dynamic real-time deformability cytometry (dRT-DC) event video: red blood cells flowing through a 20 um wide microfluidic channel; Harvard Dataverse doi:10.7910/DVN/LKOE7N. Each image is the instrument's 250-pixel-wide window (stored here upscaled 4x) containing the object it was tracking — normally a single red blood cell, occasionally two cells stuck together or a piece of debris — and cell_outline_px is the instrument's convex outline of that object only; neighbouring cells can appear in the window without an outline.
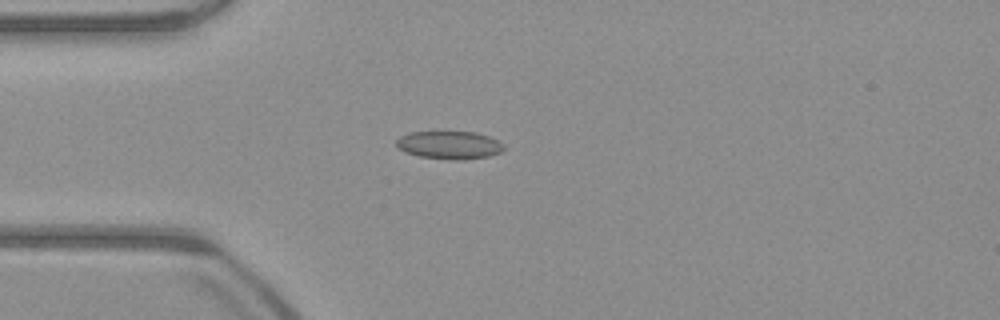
{"species": "common noctule bat (a hibernating species)", "species_latin": "Nyctalus noctula", "temperature_condition": "warm", "stored_images_in_passage": 40, "camera_frame_rate_fps": 3000, "um_per_image_px": 0.085, "animal": {"sex": "male", "body_mass_g": 23.1, "forearm_length_mm": 52.7}, "frame": {"image": 1, "passage_image": 5, "time_ms": 1.333, "image_size_px": [1000, 320], "cell_outline_px": [[504, 148], [500, 152], [488, 156], [464, 160], [448, 160], [420, 156], [404, 152], [396, 144], [396, 140], [400, 136], [408, 132], [476, 132], [488, 136], [504, 144]], "centroid_in_image_um": [38.18, 12.33], "position_along_channel_um": 46.8, "area_um2": 17.51}}
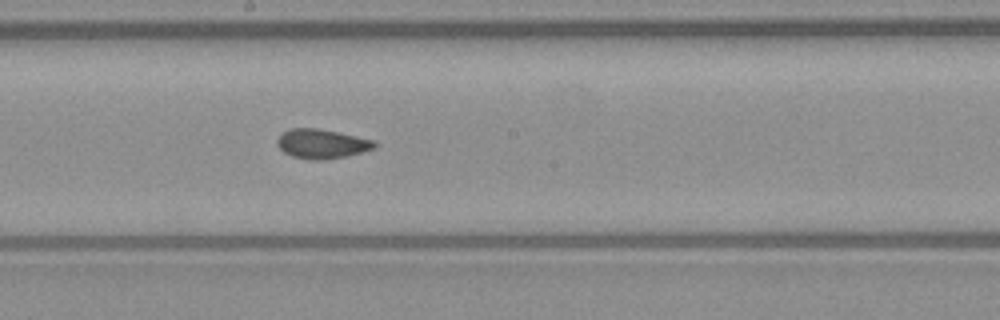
{"frame": {"image": 2, "passage_image": 19, "time_ms": 6.0, "image_size_px": [1000, 320], "cell_outline_px": [[376, 148], [348, 156], [324, 160], [308, 160], [292, 156], [284, 152], [276, 144], [276, 140], [288, 128], [316, 128], [376, 140]], "centroid_in_image_um": [27.36, 12.23], "position_along_channel_um": 220.8, "area_um2": 16.76}}
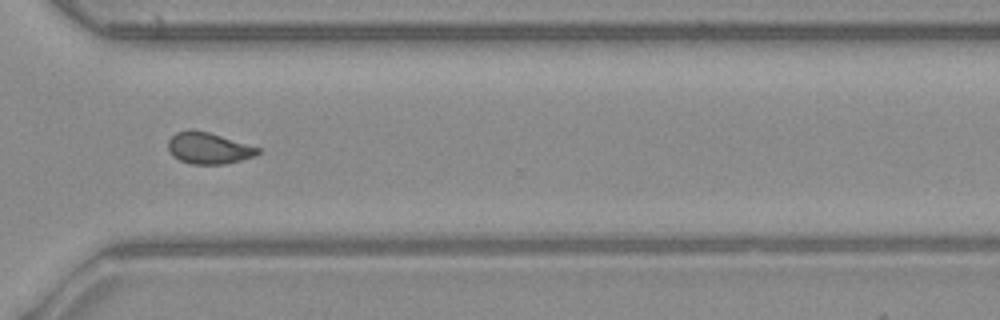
{"frame": {"image": 3, "passage_image": 29, "time_ms": 9.333, "image_size_px": [1000, 320], "cell_outline_px": [[260, 152], [256, 156], [224, 164], [192, 164], [180, 160], [172, 156], [168, 152], [168, 140], [176, 132], [208, 132], [260, 148]], "centroid_in_image_um": [17.73, 12.63], "position_along_channel_um": 352.9, "area_um2": 16.01}, "authors_computed_cell_mechanics": {"area_um2": 16.3574, "velocity_mm_per_s": 3.9675, "shape_relaxation_time_tau1_ms": null, "shape_relaxation_time_tau2_ms": 1.3323, "deformation_change_tau1": null, "deformation_change_tau2": 0.0659}}